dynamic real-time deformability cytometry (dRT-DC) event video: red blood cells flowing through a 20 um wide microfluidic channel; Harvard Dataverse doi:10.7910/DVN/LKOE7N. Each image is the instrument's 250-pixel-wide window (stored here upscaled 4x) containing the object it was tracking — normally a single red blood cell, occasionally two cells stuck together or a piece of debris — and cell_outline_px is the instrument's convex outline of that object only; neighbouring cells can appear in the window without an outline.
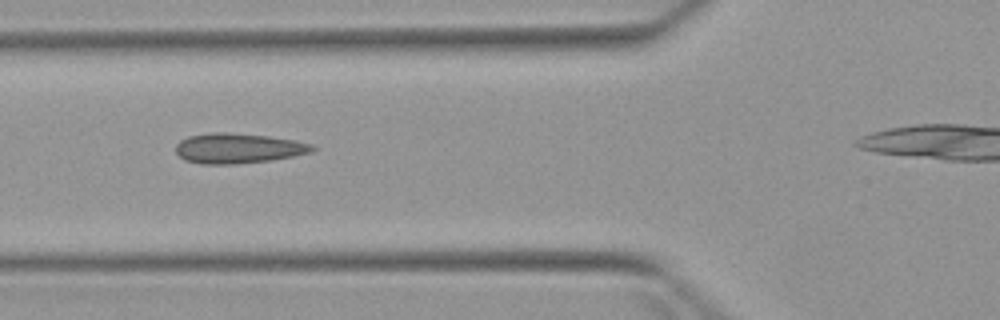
{"species": "Egyptian fruit bat (a non-hibernating species)", "species_latin": "Rousettus aegyptiacus", "temperature_condition": "warm", "stored_images_in_passage": 3, "camera_frame_rate_fps": 3000, "um_per_image_px": 0.085, "animal": {"sex": "female"}, "frame": {"image": 1, "passage_image": 2, "time_ms": 1.0, "image_size_px": [1000, 320], "cell_outline_px": [[316, 148], [312, 152], [272, 160], [232, 164], [200, 164], [184, 160], [176, 152], [176, 144], [180, 140], [188, 136], [212, 132], [228, 132], [268, 136], [296, 140], [312, 144]], "centroid_in_image_um": [20.23, 12.6], "position_along_channel_um": 105.6, "area_um2": 24.04}}
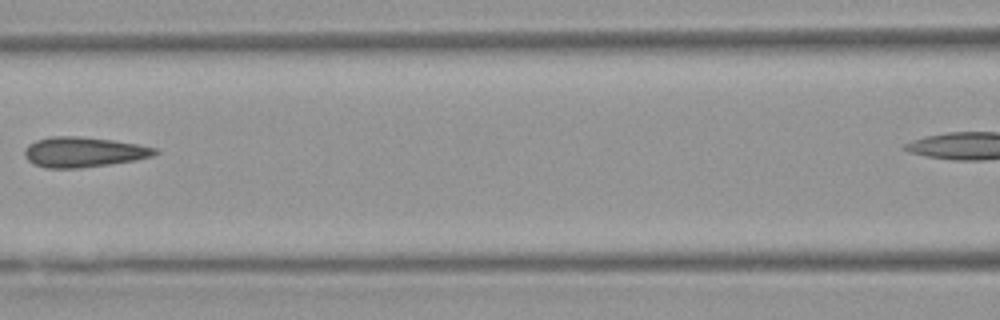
{"frame": {"image": 2, "passage_image": 3, "time_ms": 2.333, "image_size_px": [1000, 320], "cell_outline_px": [[160, 152], [152, 156], [136, 160], [80, 168], [48, 168], [32, 164], [24, 156], [24, 148], [28, 144], [36, 140], [52, 136], [76, 136], [112, 140], [136, 144], [156, 148]], "centroid_in_image_um": [7.06, 12.92], "position_along_channel_um": 159.5, "area_um2": 22.89}}